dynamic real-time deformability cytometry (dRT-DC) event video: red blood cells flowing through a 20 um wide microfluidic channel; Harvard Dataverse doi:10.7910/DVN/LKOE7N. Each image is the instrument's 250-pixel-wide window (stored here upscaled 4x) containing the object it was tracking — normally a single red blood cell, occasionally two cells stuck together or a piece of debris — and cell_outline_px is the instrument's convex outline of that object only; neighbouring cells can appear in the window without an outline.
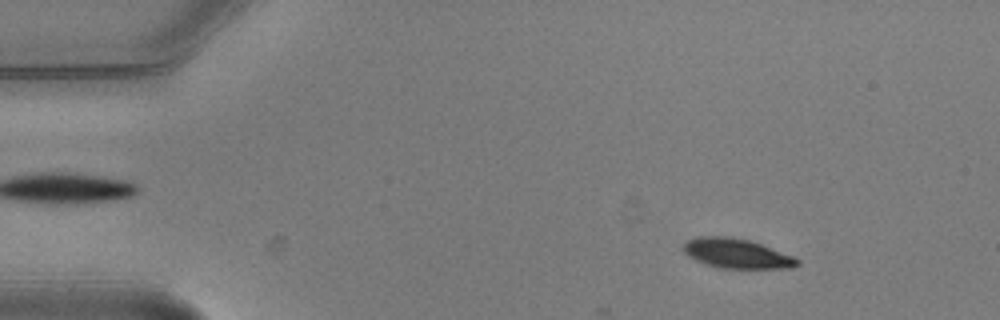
{"species": "common noctule bat (a hibernating species)", "species_latin": "Nyctalus noctula", "temperature_condition": "warm", "stored_images_in_passage": 8, "camera_frame_rate_fps": 3000, "um_per_image_px": 0.085, "animal": {"sex": "male", "body_mass_g": 20.5, "forearm_length_mm": 52.5}, "frame": {"image": 1, "passage_image": 2, "time_ms": 0.333, "image_size_px": [1000, 320], "cell_outline_px": [[800, 264], [792, 268], [720, 268], [696, 260], [688, 256], [684, 252], [684, 244], [688, 240], [700, 236], [724, 236], [748, 240], [760, 244], [792, 256], [800, 260]], "centroid_in_image_um": [62.62, 21.55], "position_along_channel_um": 22.4, "area_um2": 19.31}}
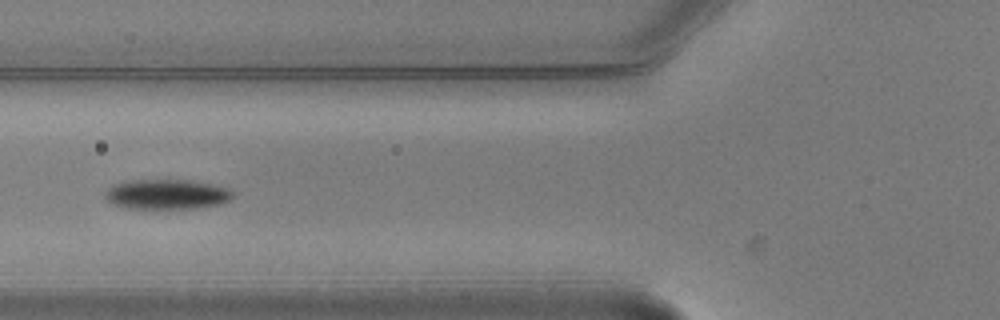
{"frame": {"image": 2, "passage_image": 6, "time_ms": 1.667, "image_size_px": [1000, 320], "cell_outline_px": [[236, 192], [228, 200], [220, 204], [196, 208], [124, 208], [112, 204], [104, 196], [108, 188], [112, 184], [124, 180], [192, 180], [212, 184], [228, 188]], "centroid_in_image_um": [14.15, 16.5], "position_along_channel_um": 111.6, "area_um2": 22.43}}
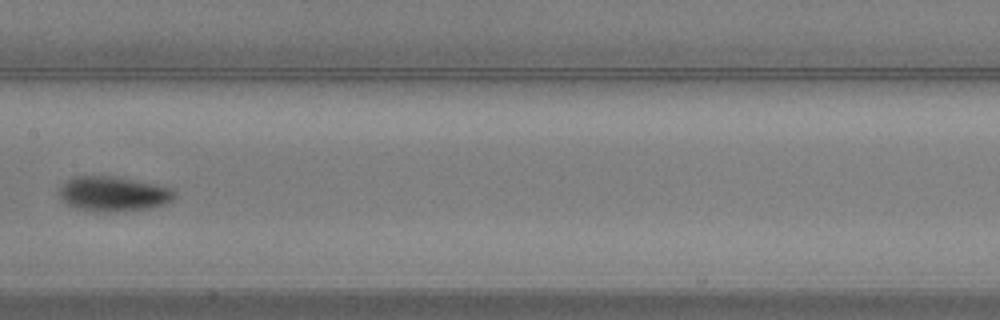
{"frame": {"image": 3, "passage_image": 8, "time_ms": 2.333, "image_size_px": [1000, 320], "cell_outline_px": [[176, 196], [172, 200], [164, 204], [148, 208], [124, 212], [84, 212], [68, 204], [60, 196], [60, 188], [72, 176], [120, 176], [156, 184], [172, 188], [176, 192]], "centroid_in_image_um": [9.66, 16.49], "position_along_channel_um": 197.7, "area_um2": 23.87}}